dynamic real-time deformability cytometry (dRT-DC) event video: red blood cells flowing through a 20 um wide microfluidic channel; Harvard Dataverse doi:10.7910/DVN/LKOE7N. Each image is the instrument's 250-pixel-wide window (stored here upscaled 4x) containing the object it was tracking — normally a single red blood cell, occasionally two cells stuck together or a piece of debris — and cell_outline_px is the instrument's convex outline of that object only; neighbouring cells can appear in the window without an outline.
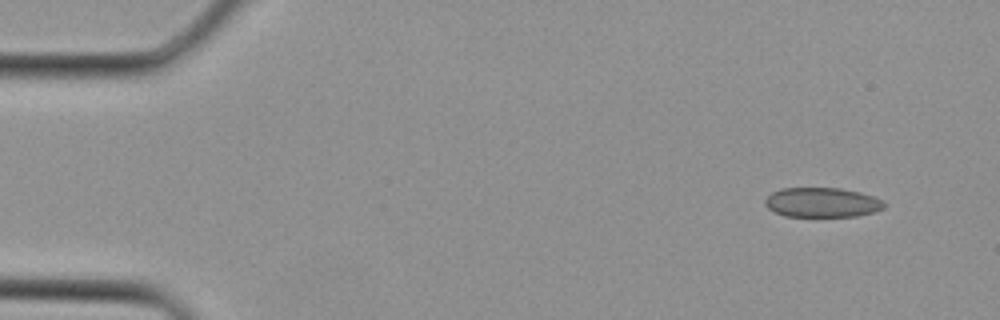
{"species": "Egyptian fruit bat (a non-hibernating species)", "species_latin": "Rousettus aegyptiacus", "temperature_condition": "cold", "stored_images_in_passage": 2, "camera_frame_rate_fps": 3000, "um_per_image_px": 0.085, "animal": {"sex": "female"}, "frame": {"image": 1, "passage_image": 1, "time_ms": 0.0, "image_size_px": [1000, 320], "cell_outline_px": [[884, 208], [876, 212], [856, 216], [784, 216], [768, 208], [764, 204], [764, 200], [772, 192], [780, 188], [840, 188], [860, 192], [884, 200]], "centroid_in_image_um": [69.88, 17.2], "position_along_channel_um": 15.1, "area_um2": 20.63}}
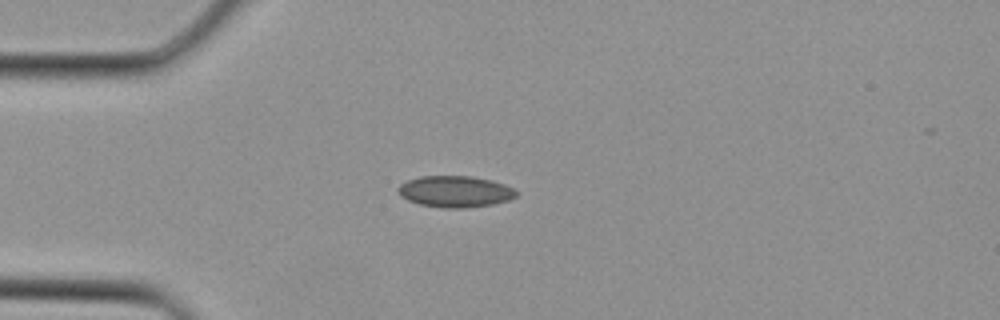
{"frame": {"image": 2, "passage_image": 2, "time_ms": 0.333, "image_size_px": [1000, 320], "cell_outline_px": [[516, 196], [508, 200], [492, 204], [464, 208], [444, 208], [420, 204], [408, 200], [400, 196], [396, 192], [396, 188], [400, 184], [408, 180], [420, 176], [472, 176], [492, 180], [504, 184], [512, 188], [516, 192]], "centroid_in_image_um": [38.64, 16.27], "position_along_channel_um": 46.4, "area_um2": 21.62}}